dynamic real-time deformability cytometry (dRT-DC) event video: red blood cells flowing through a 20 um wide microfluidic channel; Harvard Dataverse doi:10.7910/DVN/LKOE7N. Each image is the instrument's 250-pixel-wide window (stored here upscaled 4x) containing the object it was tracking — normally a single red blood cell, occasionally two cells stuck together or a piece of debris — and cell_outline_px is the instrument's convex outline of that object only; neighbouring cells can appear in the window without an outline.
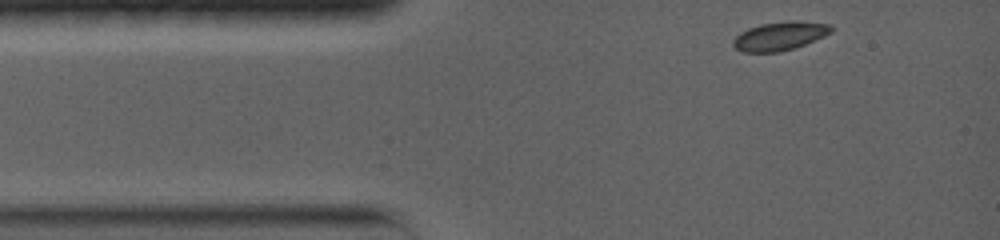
{"species": "common noctule bat (a hibernating species)", "species_latin": "Nyctalus noctula", "temperature_condition": "warm", "stored_images_in_passage": 62, "camera_frame_rate_fps": 5000, "um_per_image_px": 0.085, "animal": {"sex": "female", "body_mass_g": 19.0, "forearm_length_mm": 56.7}, "frame": {"image": 1, "passage_image": 1, "time_ms": 0.0, "image_size_px": [1000, 240], "cell_outline_px": [[832, 32], [824, 36], [796, 48], [780, 52], [744, 52], [736, 48], [732, 44], [732, 40], [740, 32], [748, 28], [760, 24], [792, 20], [796, 20], [832, 24]], "centroid_in_image_um": [66.3, 3.06], "position_along_channel_um": 18.7, "area_um2": 16.53}}
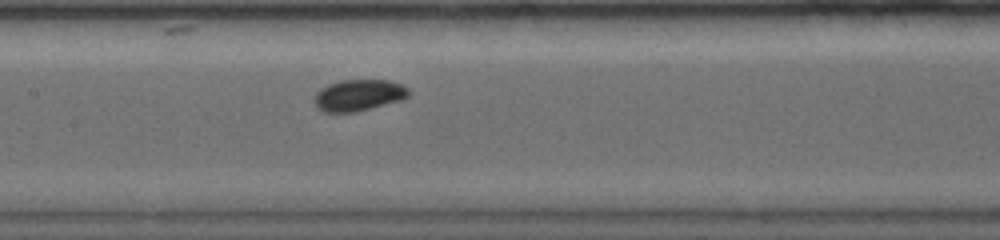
{"frame": {"image": 2, "passage_image": 27, "time_ms": 5.2, "image_size_px": [1000, 240], "cell_outline_px": [[412, 92], [404, 100], [356, 112], [324, 112], [316, 108], [312, 100], [316, 92], [320, 88], [328, 84], [340, 80], [388, 80], [400, 84], [408, 88]], "centroid_in_image_um": [30.47, 8.1], "position_along_channel_um": 176.9, "area_um2": 17.69}}
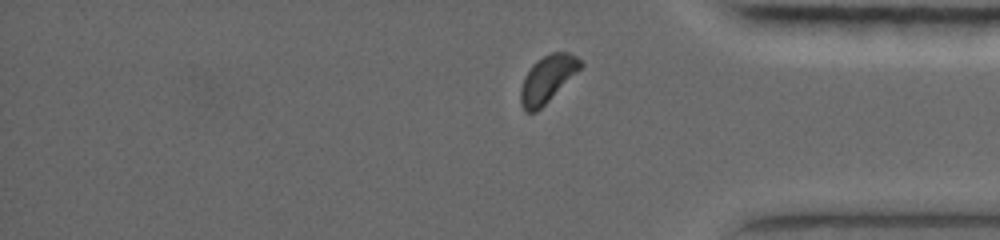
{"frame": {"image": 3, "passage_image": 56, "time_ms": 11.0, "image_size_px": [1000, 240], "cell_outline_px": [[584, 64], [536, 112], [524, 112], [520, 104], [520, 88], [524, 76], [532, 64], [536, 60], [552, 52], [568, 52], [576, 56]], "centroid_in_image_um": [46.48, 6.7], "position_along_channel_um": 388.7, "area_um2": 16.07}, "authors_computed_cell_mechanics": {"area_um2": 16.5597, "velocity_mm_per_s": 3.8043, "shape_relaxation_time_tau1_ms": 1.8685, "shape_relaxation_time_tau2_ms": null, "deformation_change_tau1": 0.0677, "deformation_change_tau2": null}}